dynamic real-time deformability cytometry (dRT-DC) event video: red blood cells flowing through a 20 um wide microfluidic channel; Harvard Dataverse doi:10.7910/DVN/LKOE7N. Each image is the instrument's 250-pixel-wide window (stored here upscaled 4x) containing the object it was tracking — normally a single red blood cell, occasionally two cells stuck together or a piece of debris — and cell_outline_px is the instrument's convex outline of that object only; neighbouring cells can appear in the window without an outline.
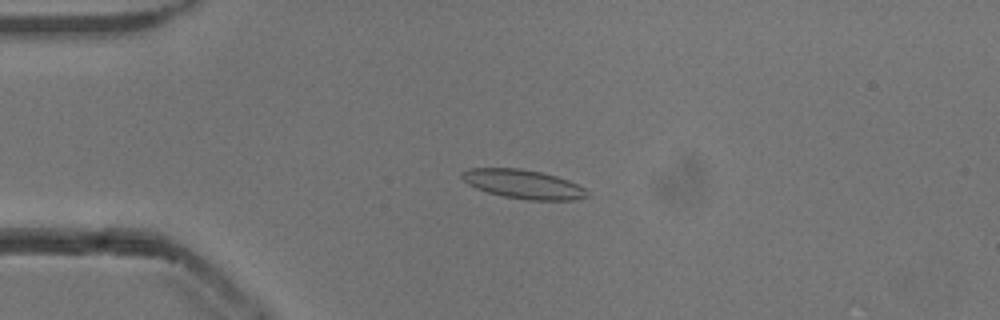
{"species": "common noctule bat (a hibernating species)", "species_latin": "Nyctalus noctula", "temperature_condition": "cold", "stored_images_in_passage": 53, "camera_frame_rate_fps": 3000, "um_per_image_px": 0.085, "animal": {"sex": "male", "body_mass_g": 13.3}, "frame": {"image": 1, "passage_image": 12, "time_ms": 3.667, "image_size_px": [1000, 320], "cell_outline_px": [[588, 196], [576, 200], [528, 200], [504, 196], [488, 192], [476, 188], [468, 184], [460, 176], [460, 172], [468, 168], [520, 168], [540, 172], [556, 176], [568, 180], [584, 188], [588, 192]], "centroid_in_image_um": [44.46, 15.65], "position_along_channel_um": 40.5, "area_um2": 21.1}}
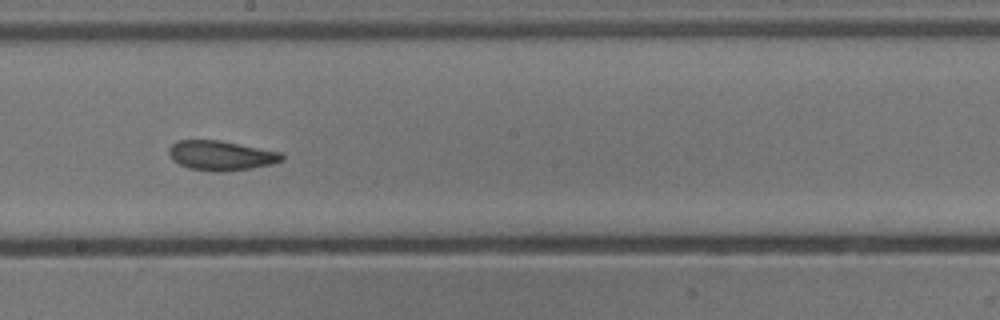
{"frame": {"image": 2, "passage_image": 29, "time_ms": 9.333, "image_size_px": [1000, 320], "cell_outline_px": [[284, 160], [272, 164], [252, 168], [224, 172], [212, 172], [188, 168], [172, 160], [168, 152], [168, 148], [176, 140], [220, 140], [280, 152], [284, 156]], "centroid_in_image_um": [18.77, 13.22], "position_along_channel_um": 229.4, "area_um2": 19.71}}
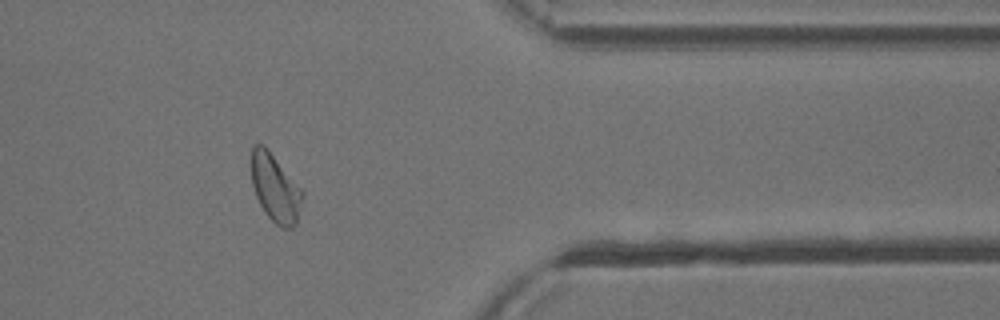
{"frame": {"image": 3, "passage_image": 43, "time_ms": 14.0, "image_size_px": [1000, 320], "cell_outline_px": [[304, 196], [296, 224], [292, 228], [280, 228], [264, 212], [256, 196], [252, 184], [252, 148], [256, 144], [264, 144], [268, 148], [304, 192]], "centroid_in_image_um": [23.41, 16.0], "position_along_channel_um": 388.0, "area_um2": 20.17}, "authors_computed_cell_mechanics": {"area_um2": 20.1722, "velocity_mm_per_s": 3.8196, "shape_relaxation_time_tau1_ms": null, "shape_relaxation_time_tau2_ms": 3.4154, "deformation_change_tau1": null, "deformation_change_tau2": 0.1033}}